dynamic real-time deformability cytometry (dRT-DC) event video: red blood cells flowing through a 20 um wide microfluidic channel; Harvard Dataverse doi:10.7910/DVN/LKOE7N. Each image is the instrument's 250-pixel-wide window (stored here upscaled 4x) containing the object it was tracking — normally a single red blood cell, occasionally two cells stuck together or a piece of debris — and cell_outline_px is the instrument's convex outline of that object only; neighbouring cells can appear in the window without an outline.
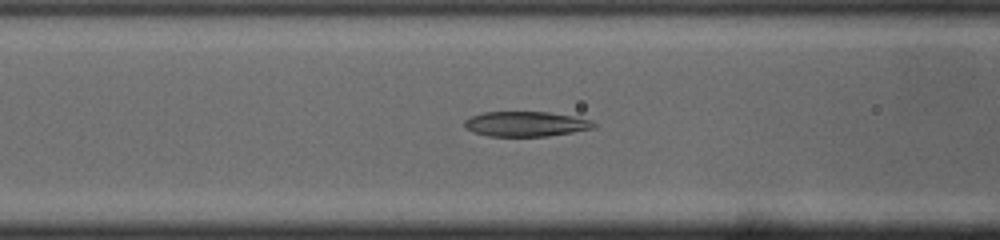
{"species": "common noctule bat (a hibernating species)", "species_latin": "Nyctalus noctula", "temperature_condition": "cold", "stored_images_in_passage": 47, "camera_frame_rate_fps": 3000, "um_per_image_px": 0.085, "animal": {"sex": "male", "body_mass_g": 19.0, "forearm_length_mm": 50.8}, "frame": {"image": 1, "passage_image": 17, "time_ms": 5.333, "image_size_px": [1000, 240], "cell_outline_px": [[596, 128], [548, 136], [488, 136], [472, 132], [464, 128], [464, 120], [472, 116], [484, 112], [548, 112], [572, 116], [592, 120], [596, 124]], "centroid_in_image_um": [44.69, 10.54], "position_along_channel_um": 121.9, "area_um2": 18.9}}
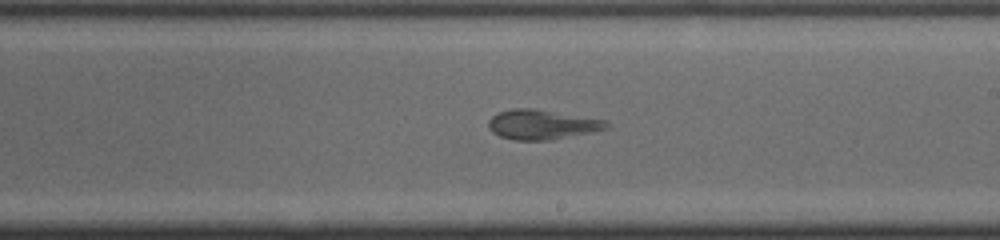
{"frame": {"image": 2, "passage_image": 26, "time_ms": 8.333, "image_size_px": [1000, 240], "cell_outline_px": [[608, 128], [592, 132], [552, 140], [512, 140], [500, 136], [492, 132], [488, 124], [488, 120], [492, 116], [500, 112], [512, 108], [532, 108], [608, 120]], "centroid_in_image_um": [46.07, 10.59], "position_along_channel_um": 242.9, "area_um2": 20.46}}
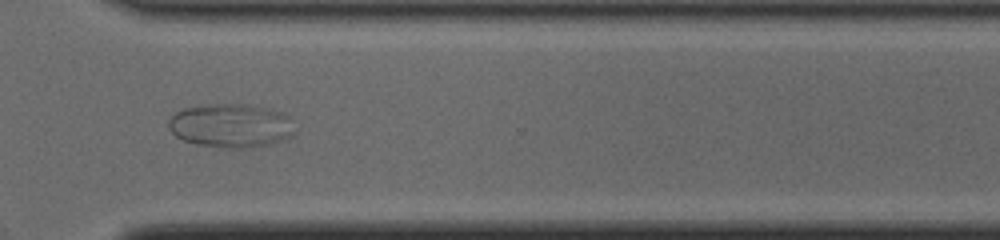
{"frame": {"image": 3, "passage_image": 34, "time_ms": 11.0, "image_size_px": [1000, 240], "cell_outline_px": [[292, 136], [284, 140], [268, 144], [244, 148], [224, 148], [196, 144], [184, 140], [176, 136], [168, 128], [168, 120], [176, 112], [184, 108], [200, 104], [244, 104], [264, 108], [280, 112], [288, 116], [292, 120]], "centroid_in_image_um": [19.58, 10.67], "position_along_channel_um": 351.0, "area_um2": 32.14}}